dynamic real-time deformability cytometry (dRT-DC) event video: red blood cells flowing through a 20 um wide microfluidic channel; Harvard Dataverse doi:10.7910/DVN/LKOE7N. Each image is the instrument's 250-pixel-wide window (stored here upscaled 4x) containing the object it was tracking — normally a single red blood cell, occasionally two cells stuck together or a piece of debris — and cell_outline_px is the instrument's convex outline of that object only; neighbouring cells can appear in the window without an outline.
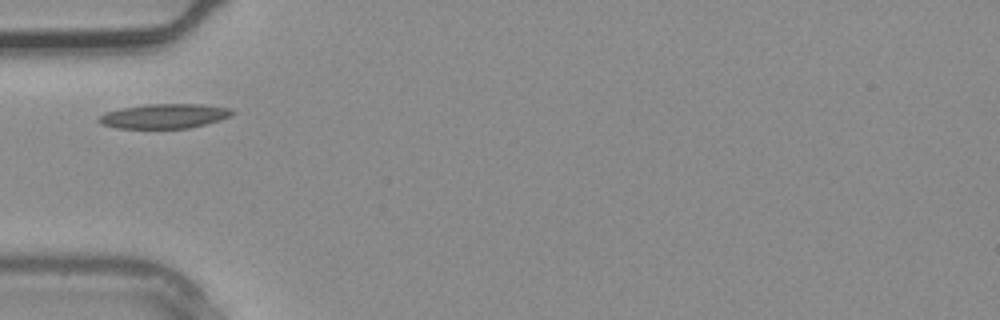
{"species": "common noctule bat (a hibernating species)", "species_latin": "Nyctalus noctula", "temperature_condition": "warm", "stored_images_in_passage": 3, "camera_frame_rate_fps": 3000, "um_per_image_px": 0.085, "animal": {"sex": "male", "body_mass_g": 20.4}, "frame": {"image": 1, "passage_image": 3, "time_ms": 0.667, "image_size_px": [1000, 320], "cell_outline_px": [[236, 112], [232, 116], [220, 120], [188, 128], [116, 128], [100, 124], [96, 120], [100, 116], [108, 112], [120, 108], [148, 104], [200, 104], [232, 108]], "centroid_in_image_um": [14.0, 9.86], "position_along_channel_um": 71.0, "area_um2": 19.13}}